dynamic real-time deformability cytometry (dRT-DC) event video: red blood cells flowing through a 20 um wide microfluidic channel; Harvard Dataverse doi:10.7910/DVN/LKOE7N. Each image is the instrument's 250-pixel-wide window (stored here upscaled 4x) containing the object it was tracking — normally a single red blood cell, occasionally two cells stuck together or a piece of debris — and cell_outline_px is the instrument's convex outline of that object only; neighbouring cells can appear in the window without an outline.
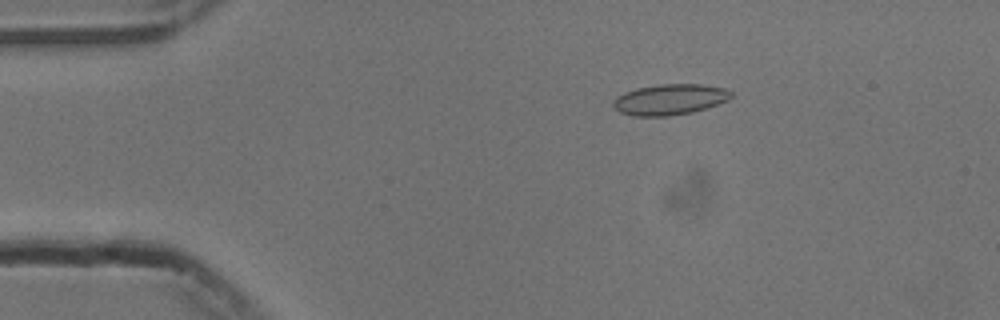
{"species": "common noctule bat (a hibernating species)", "species_latin": "Nyctalus noctula", "temperature_condition": "cold", "stored_images_in_passage": 54, "camera_frame_rate_fps": 3000, "um_per_image_px": 0.085, "animal": {"sex": "male", "body_mass_g": 13.3}, "frame": {"image": 1, "passage_image": 9, "time_ms": 2.667, "image_size_px": [1000, 320], "cell_outline_px": [[732, 96], [728, 100], [692, 112], [668, 116], [632, 116], [620, 112], [612, 104], [616, 96], [624, 92], [636, 88], [660, 84], [700, 84], [724, 88], [732, 92]], "centroid_in_image_um": [56.9, 8.45], "position_along_channel_um": 28.1, "area_um2": 21.04}}
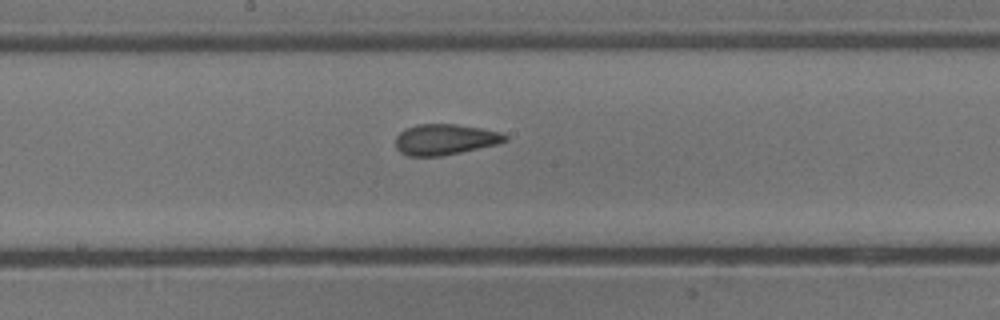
{"frame": {"image": 2, "passage_image": 28, "time_ms": 9.0, "image_size_px": [1000, 320], "cell_outline_px": [[508, 140], [500, 144], [440, 156], [408, 156], [400, 152], [396, 148], [396, 136], [404, 128], [416, 124], [456, 124], [504, 132], [508, 136]], "centroid_in_image_um": [37.85, 11.85], "position_along_channel_um": 210.4, "area_um2": 19.88}}
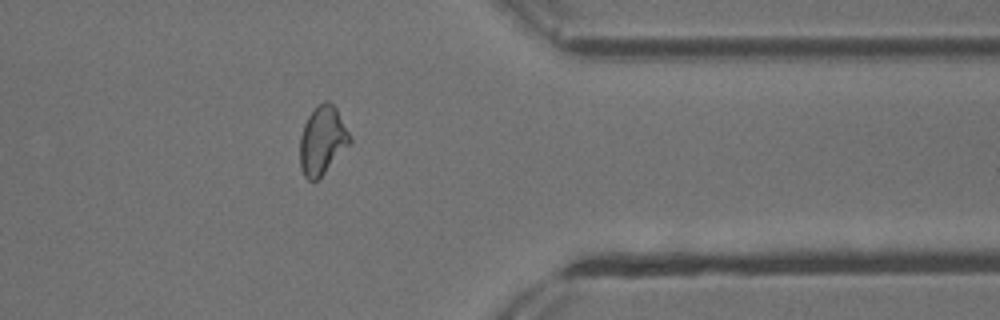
{"frame": {"image": 3, "passage_image": 43, "time_ms": 14.0, "image_size_px": [1000, 320], "cell_outline_px": [[352, 144], [316, 180], [308, 180], [304, 176], [300, 168], [300, 136], [304, 124], [308, 116], [324, 100], [328, 100], [336, 108], [352, 136]], "centroid_in_image_um": [27.43, 11.93], "position_along_channel_um": 384.0, "area_um2": 19.94}, "authors_computed_cell_mechanics": {"area_um2": 19.8832, "velocity_mm_per_s": 3.7694, "shape_relaxation_time_tau1_ms": null, "shape_relaxation_time_tau2_ms": 1.8015, "deformation_change_tau1": null, "deformation_change_tau2": 0.0755}}